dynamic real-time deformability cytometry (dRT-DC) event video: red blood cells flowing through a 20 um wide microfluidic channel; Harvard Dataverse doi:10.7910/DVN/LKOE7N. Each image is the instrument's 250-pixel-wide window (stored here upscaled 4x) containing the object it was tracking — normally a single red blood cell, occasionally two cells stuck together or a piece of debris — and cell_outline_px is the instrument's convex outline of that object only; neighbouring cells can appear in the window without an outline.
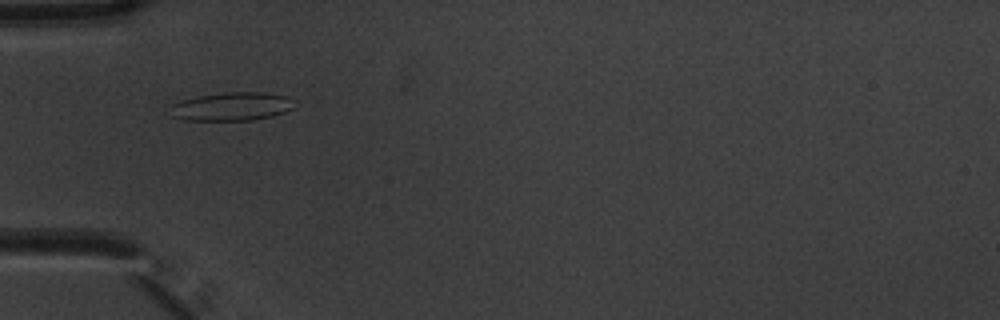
{"species": "common noctule bat (a hibernating species)", "species_latin": "Nyctalus noctula", "temperature_condition": "warm", "stored_images_in_passage": 7, "camera_frame_rate_fps": 3000, "um_per_image_px": 0.085, "animal": {"sex": "male", "body_mass_g": 20.1, "forearm_length_mm": 53.5}, "frame": {"image": 1, "passage_image": 5, "time_ms": 1.333, "image_size_px": [1000, 320], "cell_outline_px": [[292, 108], [284, 112], [272, 116], [252, 120], [184, 120], [172, 116], [172, 104], [180, 100], [200, 96], [224, 92], [264, 92], [288, 96]], "centroid_in_image_um": [19.67, 9.05], "position_along_channel_um": 65.3, "area_um2": 20.29}}
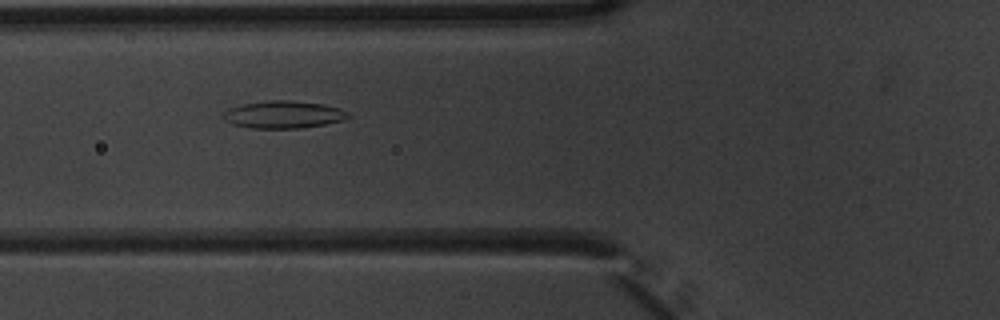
{"frame": {"image": 2, "passage_image": 6, "time_ms": 1.667, "image_size_px": [1000, 320], "cell_outline_px": [[352, 116], [344, 120], [324, 124], [300, 128], [252, 128], [232, 124], [224, 120], [220, 116], [220, 112], [228, 108], [244, 104], [268, 100], [292, 100], [324, 104], [340, 108], [348, 112]], "centroid_in_image_um": [24.07, 9.73], "position_along_channel_um": 101.7, "area_um2": 20.23}}
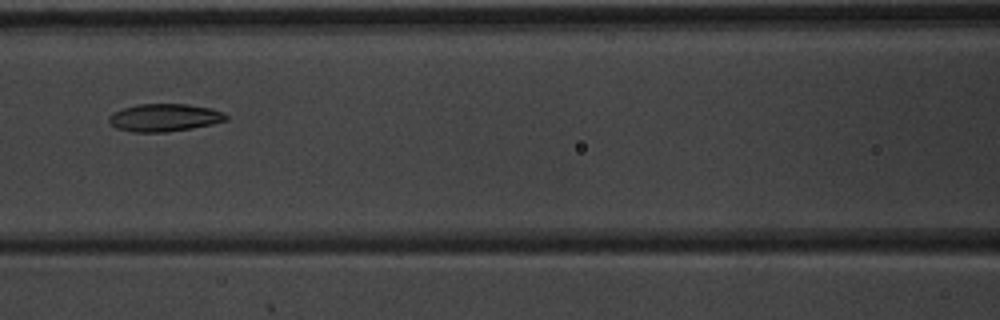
{"frame": {"image": 3, "passage_image": 7, "time_ms": 2.0, "image_size_px": [1000, 320], "cell_outline_px": [[228, 120], [212, 124], [192, 128], [164, 132], [132, 132], [116, 128], [108, 120], [108, 116], [112, 112], [136, 104], [188, 104], [212, 108], [224, 112], [228, 116]], "centroid_in_image_um": [13.99, 9.99], "position_along_channel_um": 152.6, "area_um2": 19.02}}